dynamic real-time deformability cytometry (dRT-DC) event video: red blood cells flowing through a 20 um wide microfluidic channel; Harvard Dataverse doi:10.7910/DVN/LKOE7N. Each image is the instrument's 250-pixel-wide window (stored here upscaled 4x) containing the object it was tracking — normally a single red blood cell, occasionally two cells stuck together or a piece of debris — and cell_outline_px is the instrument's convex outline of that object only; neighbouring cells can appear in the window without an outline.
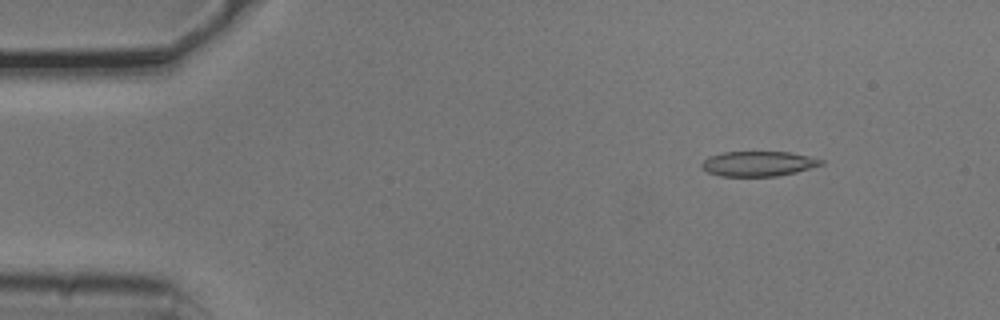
{"species": "common noctule bat (a hibernating species)", "species_latin": "Nyctalus noctula", "temperature_condition": "cold", "stored_images_in_passage": 4, "camera_frame_rate_fps": 3000, "um_per_image_px": 0.085, "animal": {"sex": "male", "body_mass_g": 20.5, "forearm_length_mm": 52.5}, "frame": {"image": 1, "passage_image": 2, "time_ms": 0.333, "image_size_px": [1000, 320], "cell_outline_px": [[824, 164], [796, 172], [776, 176], [720, 176], [708, 172], [700, 164], [708, 156], [724, 152], [788, 152], [808, 156], [824, 160]], "centroid_in_image_um": [64.45, 13.91], "position_along_channel_um": 20.5, "area_um2": 17.28}}
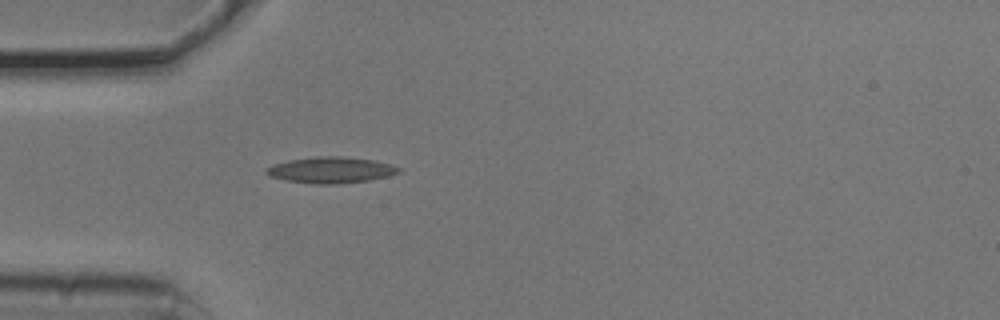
{"frame": {"image": 2, "passage_image": 4, "time_ms": 1.0, "image_size_px": [1000, 320], "cell_outline_px": [[400, 172], [388, 176], [368, 180], [336, 184], [316, 184], [288, 180], [272, 176], [264, 172], [272, 164], [288, 160], [316, 156], [344, 156], [372, 160], [392, 164], [400, 168]], "centroid_in_image_um": [28.15, 14.44], "position_along_channel_um": 56.9, "area_um2": 20.0}}